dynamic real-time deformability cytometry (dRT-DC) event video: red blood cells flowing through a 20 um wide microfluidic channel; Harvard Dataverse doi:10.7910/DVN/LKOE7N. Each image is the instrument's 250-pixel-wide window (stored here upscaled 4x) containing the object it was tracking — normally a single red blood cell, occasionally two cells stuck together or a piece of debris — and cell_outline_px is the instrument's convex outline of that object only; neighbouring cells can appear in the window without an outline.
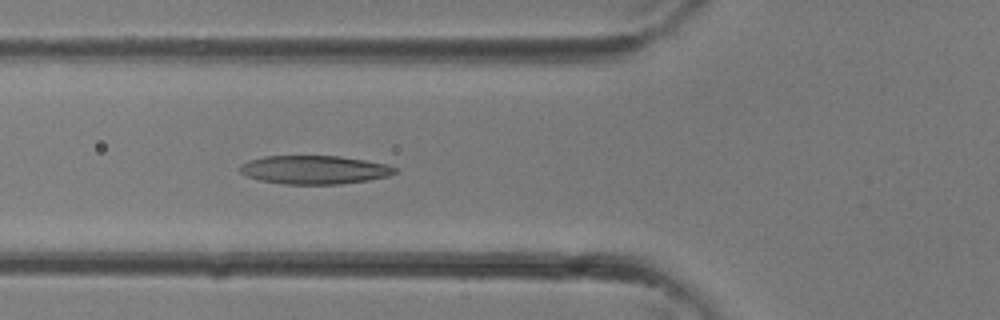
{"species": "common noctule bat (a hibernating species)", "species_latin": "Nyctalus noctula", "temperature_condition": "room temperature", "stored_images_in_passage": 9, "camera_frame_rate_fps": 3000, "um_per_image_px": 0.085, "animal": {"sex": "female"}, "frame": {"image": 1, "passage_image": 9, "time_ms": 2.667, "image_size_px": [1000, 320], "cell_outline_px": [[400, 172], [388, 176], [368, 180], [340, 184], [284, 184], [260, 180], [248, 176], [240, 172], [240, 164], [264, 156], [340, 156], [388, 164], [396, 168]], "centroid_in_image_um": [26.77, 14.43], "position_along_channel_um": 99.0, "area_um2": 25.72}}